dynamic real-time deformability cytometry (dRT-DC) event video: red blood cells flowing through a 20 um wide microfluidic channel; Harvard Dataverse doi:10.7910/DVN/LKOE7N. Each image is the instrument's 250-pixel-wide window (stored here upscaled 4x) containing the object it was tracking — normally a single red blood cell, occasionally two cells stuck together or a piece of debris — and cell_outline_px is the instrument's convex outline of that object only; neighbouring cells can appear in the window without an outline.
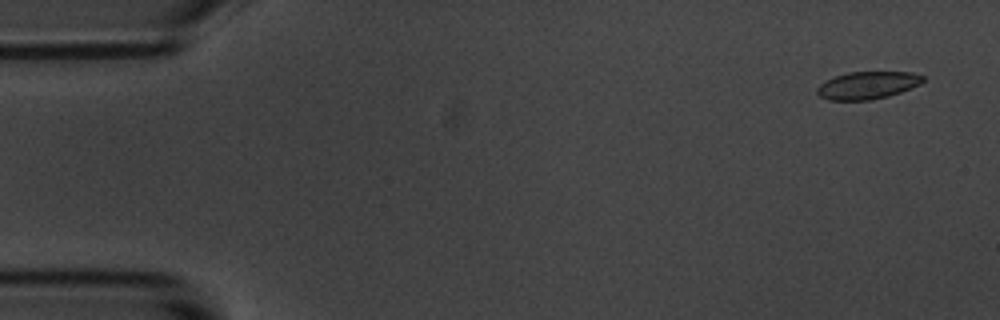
{"species": "common noctule bat (a hibernating species)", "species_latin": "Nyctalus noctula", "temperature_condition": "room temperature", "stored_images_in_passage": 5, "camera_frame_rate_fps": 3000, "um_per_image_px": 0.085, "animal": {"sex": "male", "body_mass_g": 20.1, "forearm_length_mm": 53.5}, "frame": {"image": 1, "passage_image": 1, "time_ms": 0.0, "image_size_px": [1000, 320], "cell_outline_px": [[924, 80], [920, 84], [900, 92], [888, 96], [872, 100], [828, 100], [820, 96], [816, 92], [816, 88], [820, 84], [836, 76], [848, 72], [912, 72], [924, 76]], "centroid_in_image_um": [73.74, 7.25], "position_along_channel_um": 11.3, "area_um2": 16.88}}
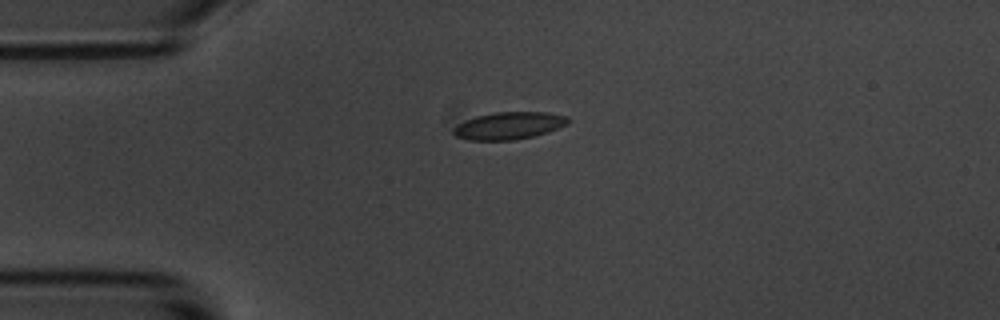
{"frame": {"image": 2, "passage_image": 4, "time_ms": 3.667, "image_size_px": [1000, 320], "cell_outline_px": [[572, 120], [568, 124], [548, 132], [536, 136], [516, 140], [468, 140], [456, 136], [452, 132], [452, 128], [464, 120], [476, 116], [496, 112], [548, 112], [568, 116]], "centroid_in_image_um": [43.29, 10.68], "position_along_channel_um": 41.7, "area_um2": 18.55}}